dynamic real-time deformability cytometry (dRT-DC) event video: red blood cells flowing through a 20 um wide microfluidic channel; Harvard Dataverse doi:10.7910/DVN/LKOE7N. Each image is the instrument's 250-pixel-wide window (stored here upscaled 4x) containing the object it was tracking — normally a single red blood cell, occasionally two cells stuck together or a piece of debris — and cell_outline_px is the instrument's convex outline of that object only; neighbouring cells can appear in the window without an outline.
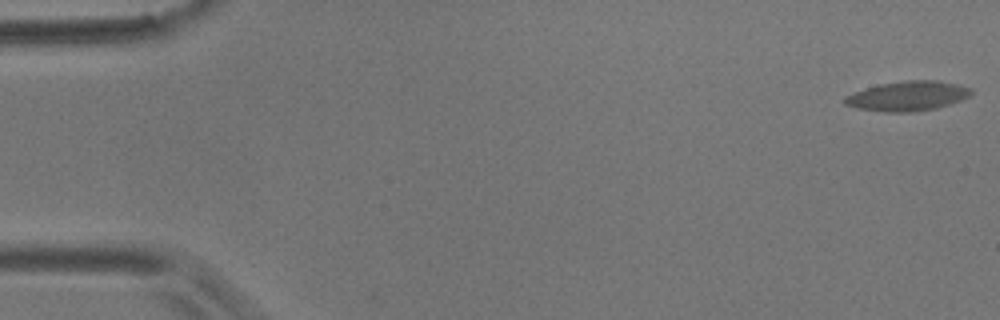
{"species": "common noctule bat (a hibernating species)", "species_latin": "Nyctalus noctula", "temperature_condition": "room temperature", "stored_images_in_passage": 60, "camera_frame_rate_fps": 3000, "um_per_image_px": 0.085, "animal": {"sex": "male", "body_mass_g": 17.9}, "frame": {"image": 1, "passage_image": 1, "time_ms": 0.0, "image_size_px": [1000, 320], "cell_outline_px": [[972, 92], [968, 96], [960, 100], [936, 108], [912, 112], [884, 112], [856, 108], [844, 104], [844, 96], [880, 84], [904, 80], [936, 80], [956, 84], [972, 88]], "centroid_in_image_um": [77.14, 8.16], "position_along_channel_um": 7.9, "area_um2": 21.68}}
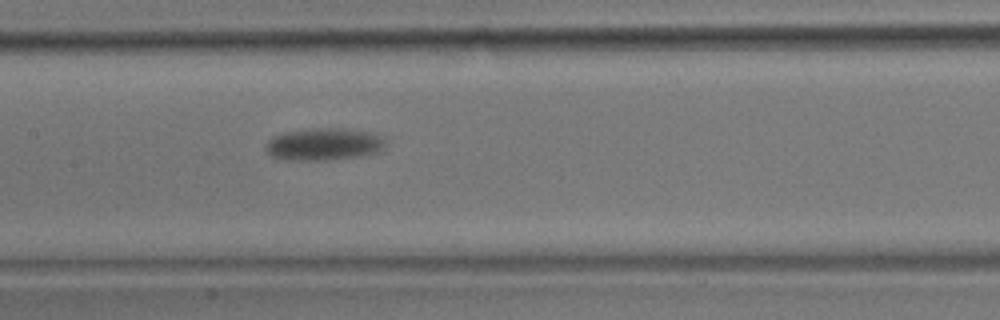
{"frame": {"image": 2, "passage_image": 29, "time_ms": 9.333, "image_size_px": [1000, 320], "cell_outline_px": [[388, 140], [384, 148], [376, 152], [360, 156], [328, 160], [284, 160], [272, 156], [264, 152], [264, 144], [272, 136], [284, 132], [312, 128], [344, 128], [368, 132], [384, 136]], "centroid_in_image_um": [27.5, 12.25], "position_along_channel_um": 179.9, "area_um2": 23.0}}
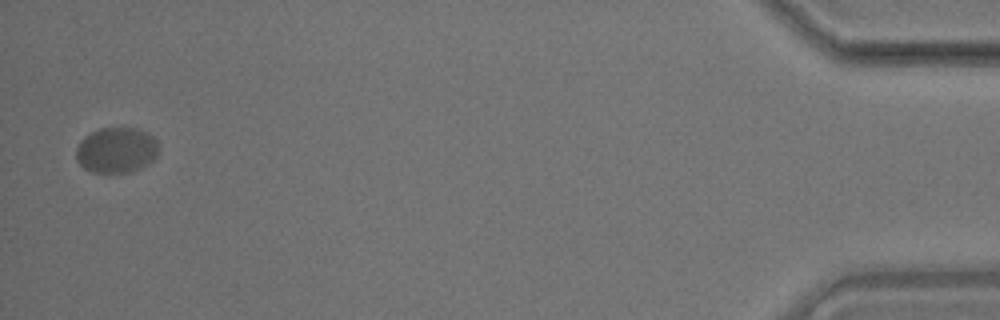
{"frame": {"image": 3, "passage_image": 59, "time_ms": 19.333, "image_size_px": [1000, 320], "cell_outline_px": [[156, 156], [152, 160], [140, 168], [132, 172], [92, 172], [84, 168], [76, 160], [76, 148], [80, 140], [84, 136], [100, 128], [136, 128], [152, 136], [156, 140]], "centroid_in_image_um": [9.84, 12.76], "position_along_channel_um": 425.4, "area_um2": 21.68}, "authors_computed_cell_mechanics": {"area_um2": 21.0681, "velocity_mm_per_s": 3.361, "shape_relaxation_time_tau1_ms": 5.7427, "shape_relaxation_time_tau2_ms": null, "deformation_change_tau1": 0.1536, "deformation_change_tau2": null}}